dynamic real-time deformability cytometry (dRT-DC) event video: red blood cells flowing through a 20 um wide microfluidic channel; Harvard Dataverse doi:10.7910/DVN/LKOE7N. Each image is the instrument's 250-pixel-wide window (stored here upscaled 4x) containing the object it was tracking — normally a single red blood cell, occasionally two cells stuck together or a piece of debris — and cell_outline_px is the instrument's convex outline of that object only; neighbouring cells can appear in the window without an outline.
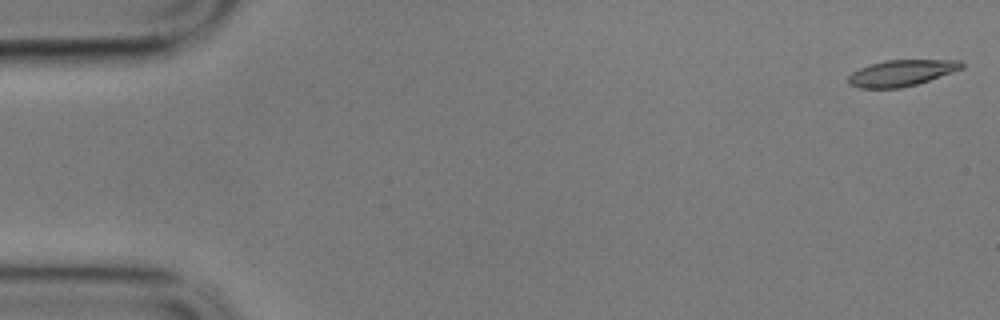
{"species": "common noctule bat (a hibernating species)", "species_latin": "Nyctalus noctula", "temperature_condition": "cold", "stored_images_in_passage": 19, "camera_frame_rate_fps": 3000, "um_per_image_px": 0.085, "animal": {"sex": "male", "body_mass_g": 17.9}, "frame": {"image": 1, "passage_image": 1, "time_ms": 0.0, "image_size_px": [1000, 320], "cell_outline_px": [[964, 68], [916, 84], [900, 88], [860, 88], [848, 84], [848, 76], [852, 72], [860, 68], [884, 60], [960, 60], [964, 64]], "centroid_in_image_um": [76.61, 6.2], "position_along_channel_um": 8.4, "area_um2": 17.17}}
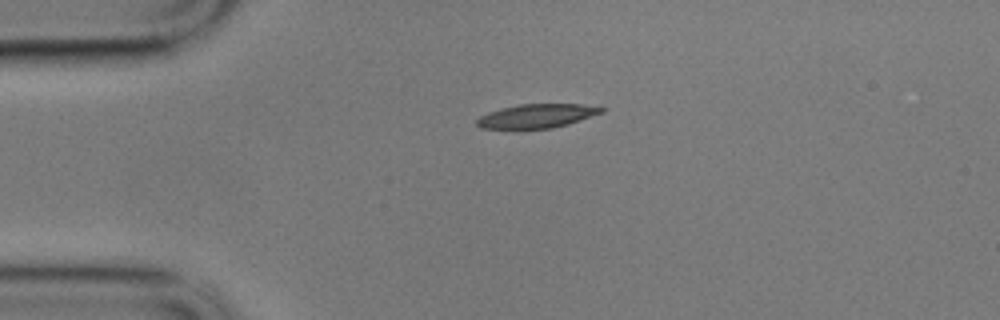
{"frame": {"image": 2, "passage_image": 13, "time_ms": 4.0, "image_size_px": [1000, 320], "cell_outline_px": [[604, 112], [568, 124], [552, 128], [480, 128], [476, 124], [476, 120], [480, 116], [488, 112], [520, 104], [600, 104], [604, 108]], "centroid_in_image_um": [45.71, 9.84], "position_along_channel_um": 39.3, "area_um2": 17.34}}